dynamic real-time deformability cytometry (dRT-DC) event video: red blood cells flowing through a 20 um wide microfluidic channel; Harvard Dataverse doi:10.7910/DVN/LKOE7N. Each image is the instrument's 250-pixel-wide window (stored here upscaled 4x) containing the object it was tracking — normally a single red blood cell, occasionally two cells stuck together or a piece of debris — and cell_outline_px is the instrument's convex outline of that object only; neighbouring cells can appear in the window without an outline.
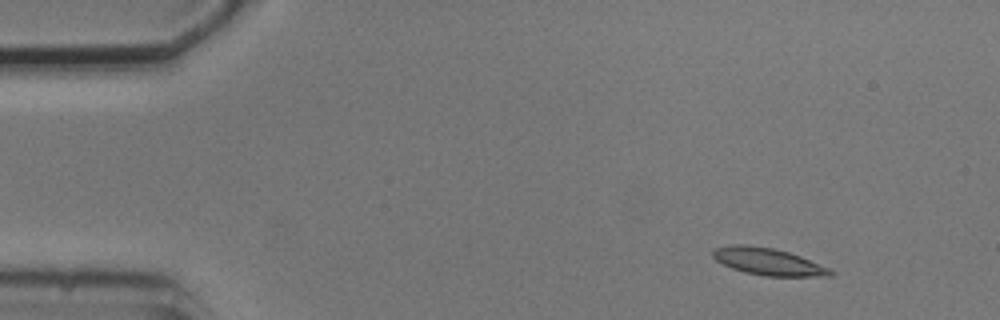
{"species": "common noctule bat (a hibernating species)", "species_latin": "Nyctalus noctula", "temperature_condition": "cold", "stored_images_in_passage": 9, "camera_frame_rate_fps": 3000, "um_per_image_px": 0.085, "animal": {"sex": "male", "body_mass_g": 20.5, "forearm_length_mm": 52.5}, "frame": {"image": 1, "passage_image": 1, "time_ms": 0.0, "image_size_px": [1000, 320], "cell_outline_px": [[836, 272], [832, 276], [764, 276], [744, 272], [732, 268], [716, 260], [712, 256], [712, 252], [716, 248], [732, 244], [744, 244], [772, 248], [788, 252], [800, 256], [828, 268]], "centroid_in_image_um": [65.28, 22.24], "position_along_channel_um": 19.7, "area_um2": 18.38}}
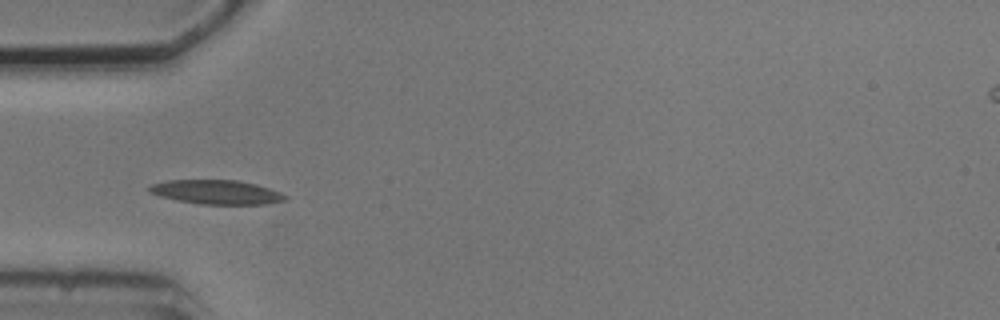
{"frame": {"image": 2, "passage_image": 4, "time_ms": 3.667, "image_size_px": [1000, 320], "cell_outline_px": [[288, 200], [268, 204], [200, 204], [176, 200], [160, 196], [148, 192], [148, 188], [152, 184], [168, 180], [236, 180], [256, 184], [280, 192], [288, 196]], "centroid_in_image_um": [18.42, 16.33], "position_along_channel_um": 66.6, "area_um2": 19.19}}
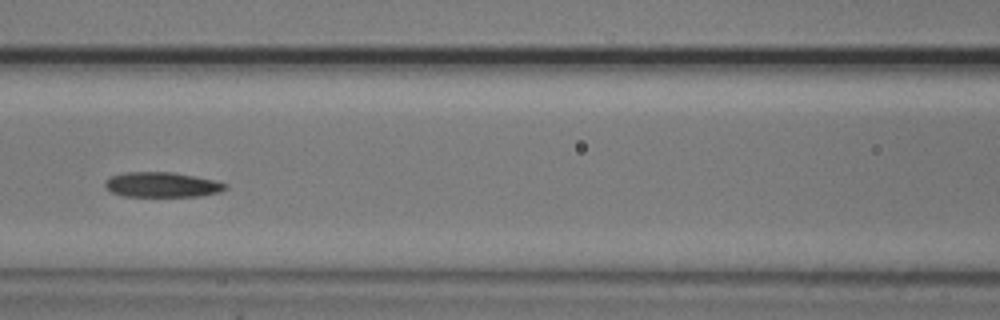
{"frame": {"image": 3, "passage_image": 6, "time_ms": 6.0, "image_size_px": [1000, 320], "cell_outline_px": [[228, 188], [220, 192], [200, 196], [124, 196], [112, 192], [104, 184], [104, 180], [112, 176], [124, 172], [172, 172], [196, 176], [228, 184]], "centroid_in_image_um": [13.79, 15.69], "position_along_channel_um": 152.8, "area_um2": 17.51}}